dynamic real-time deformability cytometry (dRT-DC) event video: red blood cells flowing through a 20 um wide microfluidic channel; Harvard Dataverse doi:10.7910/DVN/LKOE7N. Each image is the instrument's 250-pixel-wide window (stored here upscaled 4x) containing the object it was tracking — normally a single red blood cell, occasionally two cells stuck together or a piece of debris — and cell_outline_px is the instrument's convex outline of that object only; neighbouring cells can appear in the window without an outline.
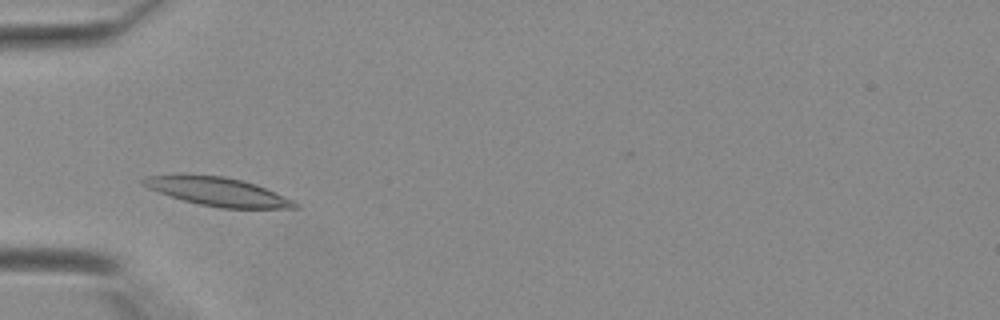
{"species": "Egyptian fruit bat (a non-hibernating species)", "species_latin": "Rousettus aegyptiacus", "temperature_condition": "warm", "stored_images_in_passage": 35, "camera_frame_rate_fps": 3000, "um_per_image_px": 0.085, "animal": {"sex": "female"}, "frame": {"image": 1, "passage_image": 7, "time_ms": 2.0, "image_size_px": [1000, 320], "cell_outline_px": [[300, 208], [220, 208], [200, 204], [184, 200], [148, 188], [140, 184], [140, 180], [148, 176], [224, 176], [256, 184], [292, 200], [300, 204]], "centroid_in_image_um": [18.56, 16.31], "position_along_channel_um": 66.4, "area_um2": 24.39}}
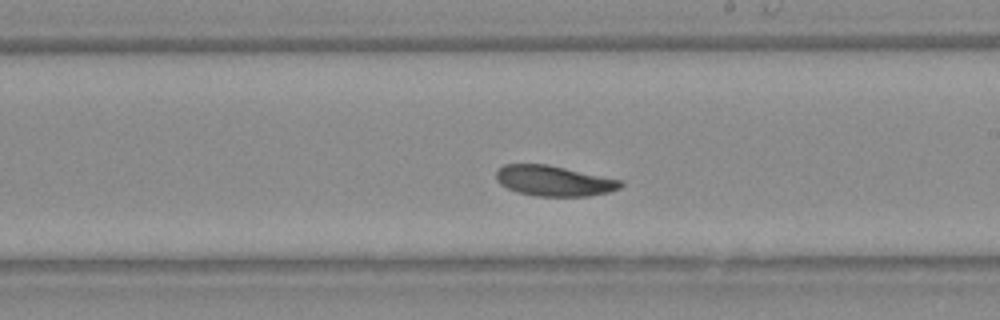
{"frame": {"image": 2, "passage_image": 18, "time_ms": 5.667, "image_size_px": [1000, 320], "cell_outline_px": [[624, 184], [620, 188], [608, 192], [588, 196], [536, 196], [516, 192], [500, 184], [496, 180], [496, 172], [504, 164], [548, 164], [620, 180]], "centroid_in_image_um": [47.05, 15.37], "position_along_channel_um": 241.9, "area_um2": 21.96}}
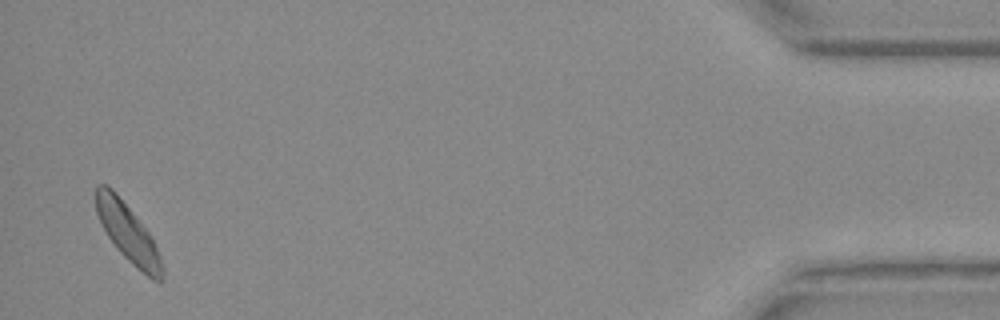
{"frame": {"image": 3, "passage_image": 34, "time_ms": 11.0, "image_size_px": [1000, 320], "cell_outline_px": [[164, 280], [160, 284], [152, 280], [136, 268], [116, 248], [108, 236], [96, 212], [96, 188], [100, 184], [108, 184], [116, 192], [152, 236], [160, 256], [164, 268]], "centroid_in_image_um": [10.92, 19.85], "position_along_channel_um": 424.3, "area_um2": 22.48}}